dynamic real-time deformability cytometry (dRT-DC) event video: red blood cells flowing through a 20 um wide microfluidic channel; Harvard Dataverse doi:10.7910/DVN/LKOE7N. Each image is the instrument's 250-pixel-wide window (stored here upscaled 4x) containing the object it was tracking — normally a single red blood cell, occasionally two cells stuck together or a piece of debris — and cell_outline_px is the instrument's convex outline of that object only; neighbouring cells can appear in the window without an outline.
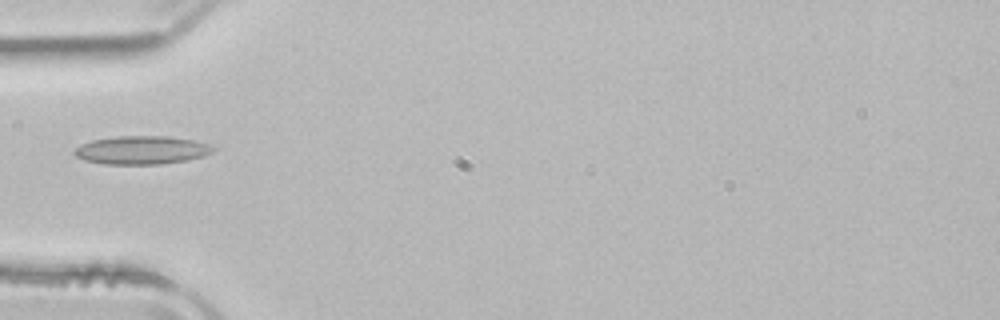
{"species": "common noctule bat (a hibernating species)", "species_latin": "Nyctalus noctula", "temperature_condition": "room temperature", "stored_images_in_passage": 36, "camera_frame_rate_fps": 3000, "um_per_image_px": 0.085, "animal": {"sex": "male", "body_mass_g": 21.5, "forearm_length_mm": 52.0}, "frame": {"image": 1, "passage_image": 1, "time_ms": 0.0, "image_size_px": [1000, 320], "cell_outline_px": [[216, 148], [212, 152], [204, 156], [188, 160], [160, 164], [104, 164], [84, 160], [76, 156], [72, 152], [80, 144], [92, 140], [116, 136], [164, 136], [192, 140], [208, 144]], "centroid_in_image_um": [12.02, 12.76], "position_along_channel_um": 73.0, "area_um2": 22.89}}
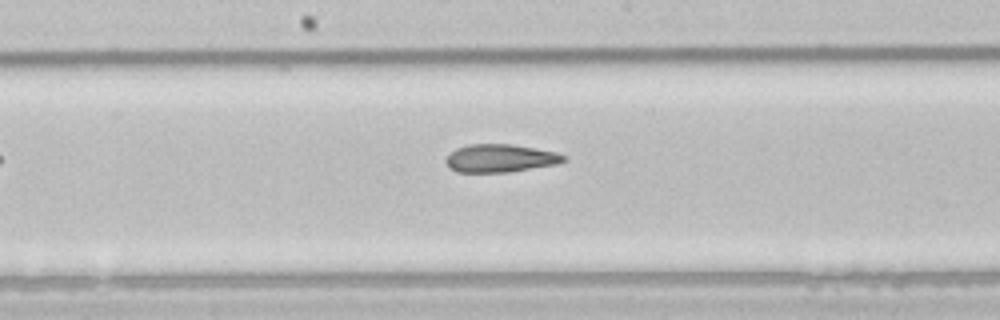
{"frame": {"image": 2, "passage_image": 11, "time_ms": 3.333, "image_size_px": [1000, 320], "cell_outline_px": [[568, 160], [556, 164], [508, 172], [456, 172], [448, 168], [444, 160], [456, 148], [468, 144], [512, 144], [536, 148], [556, 152], [568, 156]], "centroid_in_image_um": [42.53, 13.45], "position_along_channel_um": 205.7, "area_um2": 19.36}}
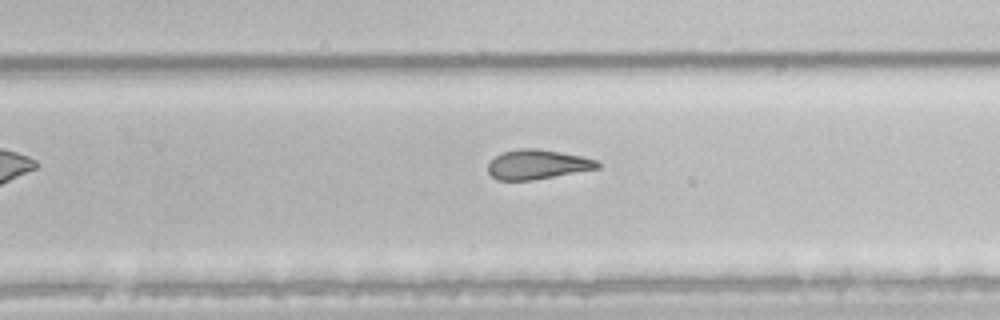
{"frame": {"image": 3, "passage_image": 17, "time_ms": 5.333, "image_size_px": [1000, 320], "cell_outline_px": [[600, 168], [532, 180], [496, 180], [488, 172], [488, 164], [496, 156], [504, 152], [520, 148], [536, 148], [560, 152], [580, 156], [596, 160], [600, 164]], "centroid_in_image_um": [45.67, 13.98], "position_along_channel_um": 284.1, "area_um2": 18.67}}